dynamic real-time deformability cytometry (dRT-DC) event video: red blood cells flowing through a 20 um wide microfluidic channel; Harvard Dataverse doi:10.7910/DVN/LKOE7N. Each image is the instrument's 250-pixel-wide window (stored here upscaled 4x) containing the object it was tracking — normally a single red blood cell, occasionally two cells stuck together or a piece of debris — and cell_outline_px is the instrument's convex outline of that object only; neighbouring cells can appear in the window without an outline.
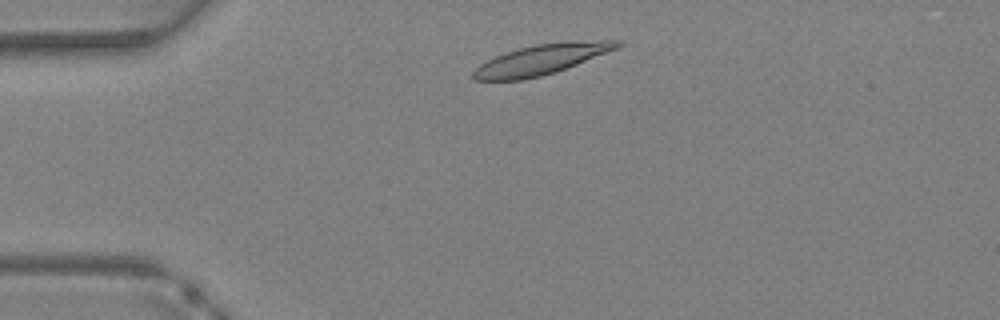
{"species": "Egyptian fruit bat (a non-hibernating species)", "species_latin": "Rousettus aegyptiacus", "temperature_condition": "warm", "stored_images_in_passage": 32, "camera_frame_rate_fps": 3000, "um_per_image_px": 0.085, "animal": {"sex": "female"}, "frame": {"image": 1, "passage_image": 3, "time_ms": 0.667, "image_size_px": [1000, 320], "cell_outline_px": [[624, 44], [616, 48], [576, 64], [540, 76], [520, 80], [472, 80], [472, 72], [480, 64], [504, 52], [536, 44], [568, 40], [620, 40]], "centroid_in_image_um": [45.99, 5.03], "position_along_channel_um": 39.0, "area_um2": 25.03}}
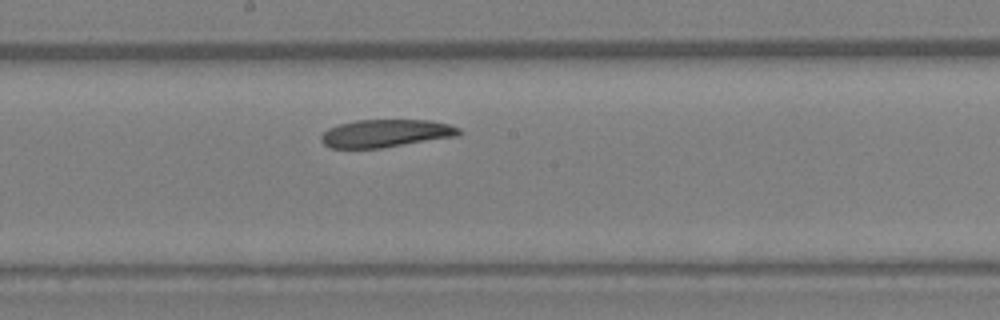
{"frame": {"image": 2, "passage_image": 15, "time_ms": 4.667, "image_size_px": [1000, 320], "cell_outline_px": [[464, 132], [460, 136], [380, 148], [332, 148], [324, 144], [320, 140], [320, 136], [328, 128], [340, 124], [356, 120], [428, 120], [448, 124], [460, 128]], "centroid_in_image_um": [32.83, 11.33], "position_along_channel_um": 215.4, "area_um2": 22.43}}
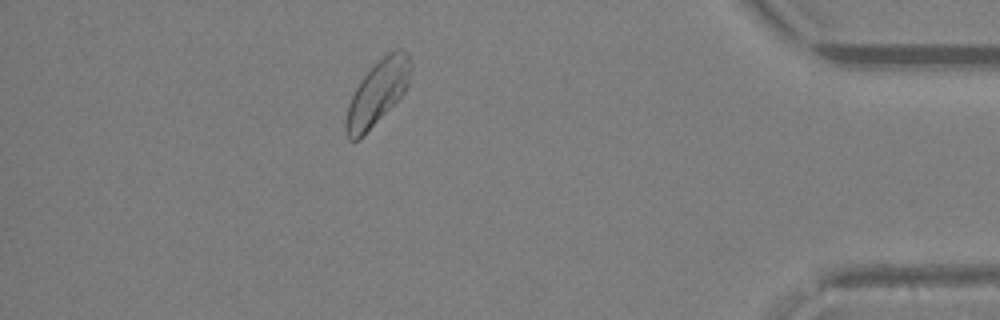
{"frame": {"image": 3, "passage_image": 28, "time_ms": 9.0, "image_size_px": [1000, 320], "cell_outline_px": [[412, 68], [408, 84], [404, 92], [356, 140], [348, 140], [344, 128], [344, 120], [348, 104], [360, 80], [388, 52], [396, 48], [400, 48], [408, 52], [412, 64]], "centroid_in_image_um": [32.09, 7.82], "position_along_channel_um": 403.1, "area_um2": 23.52}}